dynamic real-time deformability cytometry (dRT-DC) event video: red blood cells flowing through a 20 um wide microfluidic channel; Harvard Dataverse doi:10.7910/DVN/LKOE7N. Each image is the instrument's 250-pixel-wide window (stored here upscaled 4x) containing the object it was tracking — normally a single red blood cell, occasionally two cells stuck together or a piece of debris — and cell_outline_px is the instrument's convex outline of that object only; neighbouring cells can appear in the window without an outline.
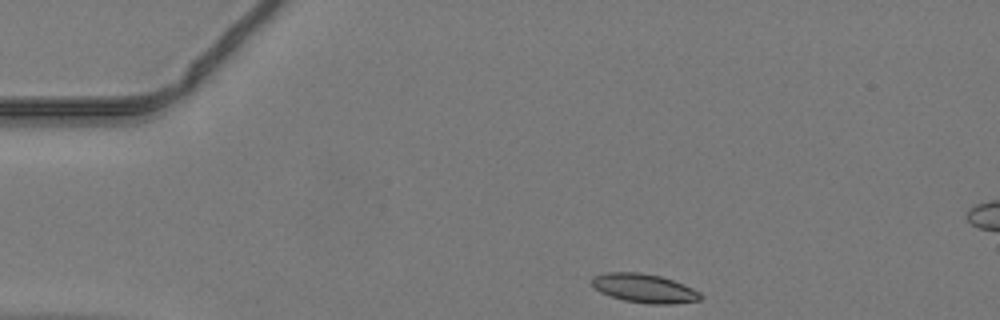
{"species": "common noctule bat (a hibernating species)", "species_latin": "Nyctalus noctula", "temperature_condition": "warm", "stored_images_in_passage": 41, "segment_of_instrument_passage": [1, 2], "camera_frame_rate_fps": 3000, "um_per_image_px": 0.085, "animal": {"sex": "male", "body_mass_g": 19.2, "forearm_length_mm": 51.8}, "frame": {"image": 1, "passage_image": 1, "time_ms": 0.0, "image_size_px": [1000, 320], "cell_outline_px": [[704, 296], [700, 300], [668, 304], [648, 304], [624, 300], [600, 292], [592, 284], [592, 276], [604, 272], [640, 272], [660, 276], [684, 284], [700, 292]], "centroid_in_image_um": [54.77, 24.49], "position_along_channel_um": 30.2, "area_um2": 18.26}}
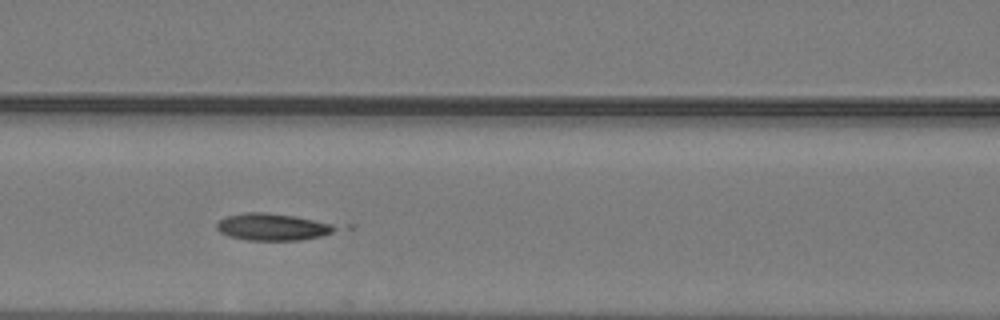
{"frame": {"image": 2, "passage_image": 13, "time_ms": 4.0, "image_size_px": [1000, 320], "cell_outline_px": [[340, 228], [332, 232], [320, 236], [300, 240], [248, 240], [228, 236], [220, 232], [216, 228], [216, 224], [220, 220], [228, 216], [248, 212], [264, 212], [296, 216], [332, 224]], "centroid_in_image_um": [23.16, 19.29], "position_along_channel_um": 143.4, "area_um2": 18.5}}
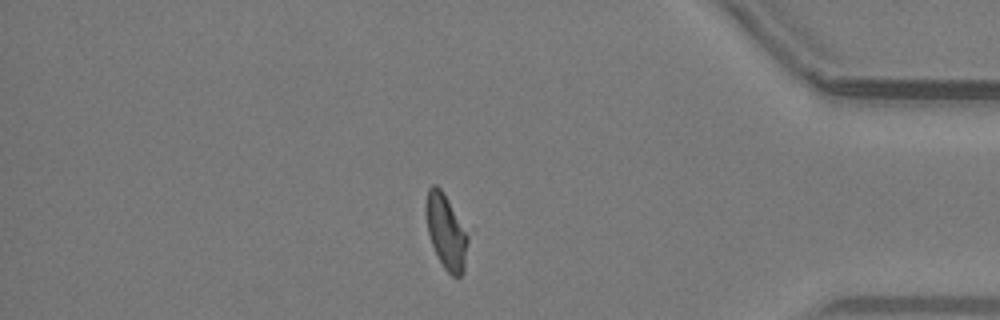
{"frame": {"image": 3, "passage_image": 33, "time_ms": 10.667, "image_size_px": [1000, 320], "cell_outline_px": [[472, 228], [464, 272], [460, 276], [452, 276], [444, 268], [432, 244], [428, 232], [424, 212], [424, 204], [428, 188], [432, 184], [436, 184], [444, 192]], "centroid_in_image_um": [38.0, 19.6], "position_along_channel_um": 397.2, "area_um2": 19.83}}